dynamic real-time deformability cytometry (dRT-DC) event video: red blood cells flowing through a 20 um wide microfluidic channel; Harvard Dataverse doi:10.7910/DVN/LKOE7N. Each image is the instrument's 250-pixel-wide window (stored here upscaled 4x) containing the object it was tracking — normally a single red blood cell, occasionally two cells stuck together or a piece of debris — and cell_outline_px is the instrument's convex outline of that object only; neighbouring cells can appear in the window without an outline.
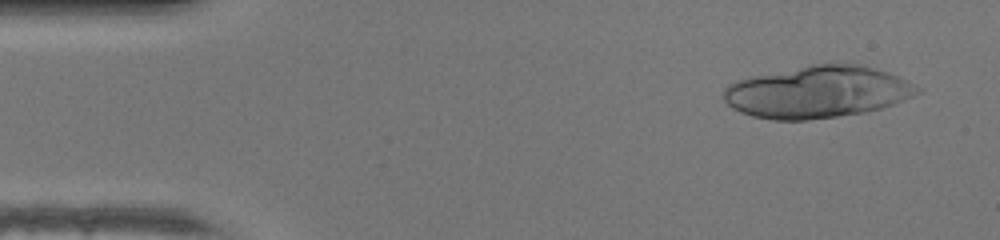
{"species": "human", "species_latin": "Homo sapiens", "temperature_condition": "warm", "stored_images_in_passage": 16, "camera_frame_rate_fps": 3000, "um_per_image_px": 0.085, "donor": {"sex": "female"}, "frame": {"image": 1, "passage_image": 3, "time_ms": 0.667, "image_size_px": [1000, 240], "cell_outline_px": [[920, 92], [912, 96], [892, 104], [880, 108], [864, 112], [836, 116], [804, 120], [776, 120], [752, 116], [740, 112], [732, 108], [724, 100], [724, 88], [728, 84], [740, 80], [756, 76], [812, 64], [856, 64], [888, 72], [908, 80], [920, 88]], "centroid_in_image_um": [69.49, 7.82], "position_along_channel_um": 15.5, "area_um2": 57.86}}